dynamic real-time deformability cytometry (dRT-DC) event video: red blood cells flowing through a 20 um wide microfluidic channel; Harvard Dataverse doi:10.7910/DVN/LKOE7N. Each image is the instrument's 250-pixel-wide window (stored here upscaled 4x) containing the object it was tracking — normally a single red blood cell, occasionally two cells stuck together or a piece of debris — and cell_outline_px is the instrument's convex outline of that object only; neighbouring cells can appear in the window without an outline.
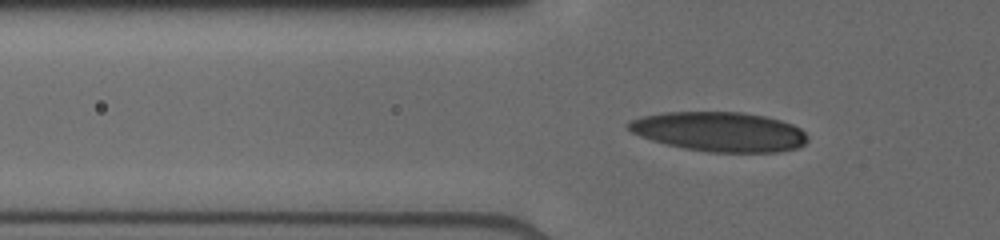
{"species": "human", "species_latin": "Homo sapiens", "temperature_condition": "cold", "stored_images_in_passage": 22, "camera_frame_rate_fps": 3000, "um_per_image_px": 0.085, "donor": {"sex": "male"}, "frame": {"image": 1, "passage_image": 8, "time_ms": 1.333, "image_size_px": [1000, 240], "cell_outline_px": [[808, 140], [804, 144], [796, 148], [776, 152], [708, 152], [684, 148], [652, 140], [640, 136], [632, 132], [628, 128], [628, 120], [644, 116], [664, 112], [740, 112], [764, 116], [780, 120], [792, 124], [800, 128], [804, 132]], "centroid_in_image_um": [61.15, 11.19], "position_along_channel_um": 64.6, "area_um2": 41.1}}
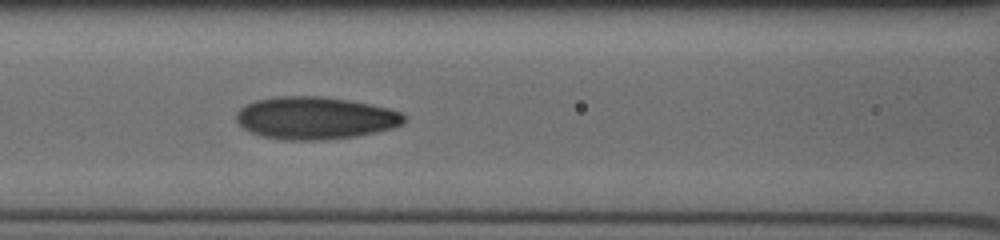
{"frame": {"image": 2, "passage_image": 17, "time_ms": 3.333, "image_size_px": [1000, 240], "cell_outline_px": [[408, 116], [400, 124], [392, 128], [376, 132], [356, 136], [328, 140], [284, 140], [264, 136], [252, 132], [244, 128], [236, 120], [236, 112], [244, 104], [256, 100], [276, 96], [324, 96], [348, 100], [388, 108], [400, 112]], "centroid_in_image_um": [26.78, 10.03], "position_along_channel_um": 139.8, "area_um2": 41.56}}
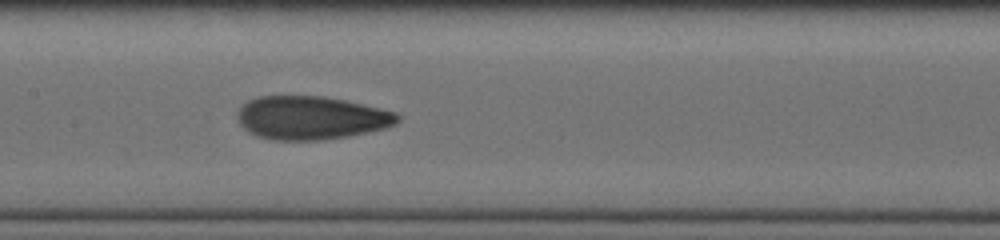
{"frame": {"image": 3, "passage_image": 21, "time_ms": 4.333, "image_size_px": [1000, 240], "cell_outline_px": [[400, 120], [396, 124], [384, 128], [348, 136], [320, 140], [276, 140], [260, 136], [248, 132], [240, 124], [236, 116], [236, 112], [248, 100], [260, 96], [324, 96], [344, 100], [380, 108], [396, 112], [400, 116]], "centroid_in_image_um": [26.44, 10.01], "position_along_channel_um": 181.0, "area_um2": 40.34}}